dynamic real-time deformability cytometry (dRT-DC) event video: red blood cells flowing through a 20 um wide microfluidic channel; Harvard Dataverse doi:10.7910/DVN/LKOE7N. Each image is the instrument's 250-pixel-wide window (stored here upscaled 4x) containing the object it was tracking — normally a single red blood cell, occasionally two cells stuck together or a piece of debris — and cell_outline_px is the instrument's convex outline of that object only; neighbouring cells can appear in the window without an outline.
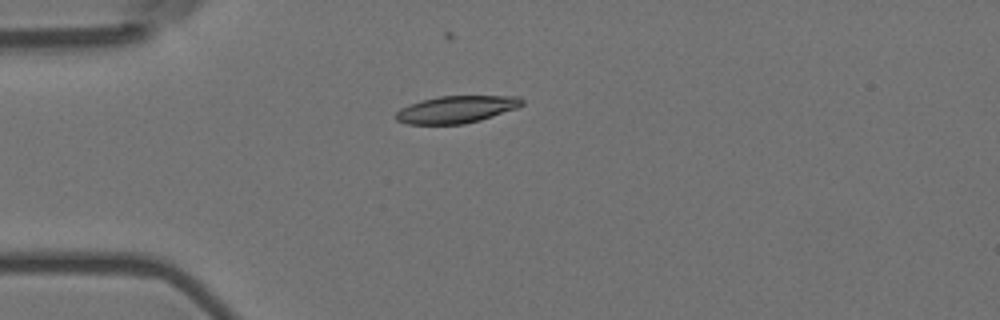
{"species": "Egyptian fruit bat (a non-hibernating species)", "species_latin": "Rousettus aegyptiacus", "temperature_condition": "room temperature", "stored_images_in_passage": 8, "camera_frame_rate_fps": 3000, "um_per_image_px": 0.085, "animal": {"sex": "female"}, "frame": {"image": 1, "passage_image": 1, "time_ms": 0.0, "image_size_px": [1000, 320], "cell_outline_px": [[524, 104], [516, 108], [480, 120], [464, 124], [408, 124], [396, 120], [392, 116], [400, 108], [424, 100], [440, 96], [520, 96], [524, 100]], "centroid_in_image_um": [38.79, 9.3], "position_along_channel_um": 46.2, "area_um2": 19.88}}
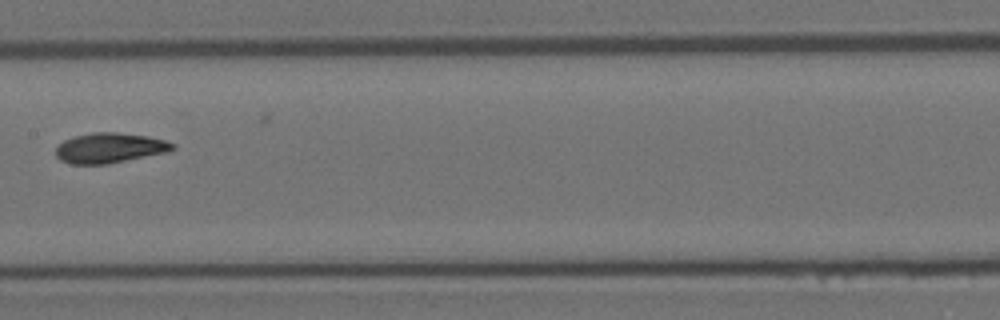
{"frame": {"image": 2, "passage_image": 5, "time_ms": 1.333, "image_size_px": [1000, 320], "cell_outline_px": [[176, 148], [164, 152], [108, 164], [72, 164], [60, 160], [56, 156], [56, 148], [64, 140], [76, 136], [92, 132], [116, 132], [148, 136], [164, 140], [176, 144]], "centroid_in_image_um": [9.31, 12.57], "position_along_channel_um": 198.1, "area_um2": 20.29}}
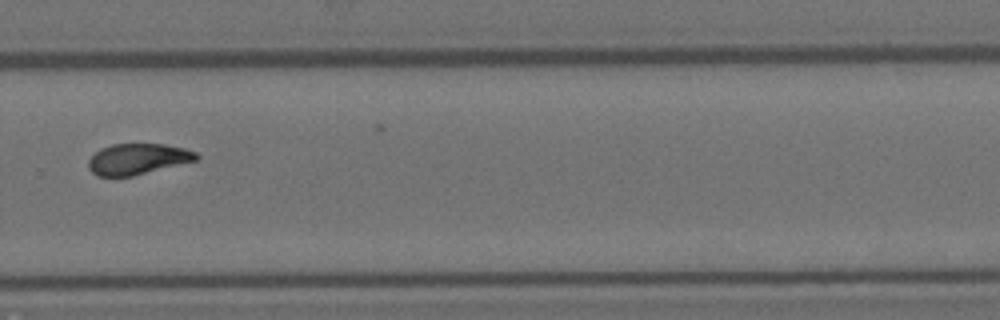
{"frame": {"image": 3, "passage_image": 8, "time_ms": 2.333, "image_size_px": [1000, 320], "cell_outline_px": [[200, 156], [196, 160], [132, 176], [96, 176], [88, 168], [88, 160], [100, 148], [112, 144], [164, 144], [184, 148], [196, 152]], "centroid_in_image_um": [11.68, 13.51], "position_along_channel_um": 318.1, "area_um2": 19.31}}